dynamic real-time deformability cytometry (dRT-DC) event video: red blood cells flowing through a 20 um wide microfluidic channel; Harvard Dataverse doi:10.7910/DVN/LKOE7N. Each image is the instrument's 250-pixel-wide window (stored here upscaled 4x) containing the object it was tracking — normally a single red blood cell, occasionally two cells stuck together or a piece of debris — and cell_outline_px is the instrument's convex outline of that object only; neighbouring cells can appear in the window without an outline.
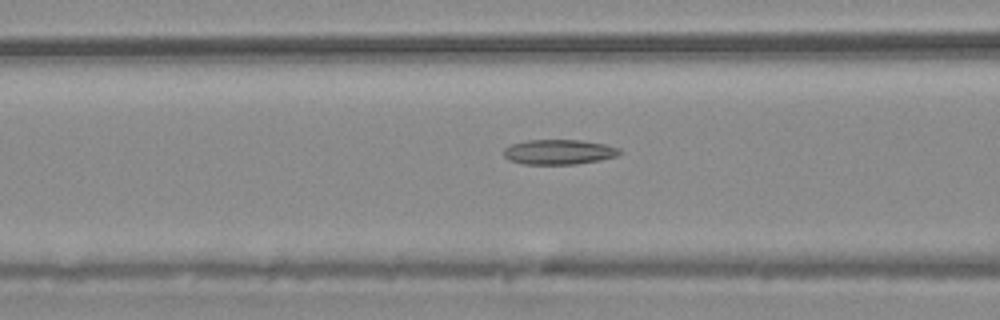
{"species": "common noctule bat (a hibernating species)", "species_latin": "Nyctalus noctula", "temperature_condition": "warm", "stored_images_in_passage": 40, "camera_frame_rate_fps": 3000, "um_per_image_px": 0.085, "animal": {"sex": "male", "body_mass_g": 20.4}, "frame": {"image": 1, "passage_image": 7, "time_ms": 2.0, "image_size_px": [1000, 320], "cell_outline_px": [[624, 152], [616, 156], [600, 160], [576, 164], [524, 164], [508, 160], [504, 156], [504, 148], [512, 144], [528, 140], [580, 140], [604, 144], [620, 148]], "centroid_in_image_um": [47.52, 12.92], "position_along_channel_um": 119.1, "area_um2": 16.88}}
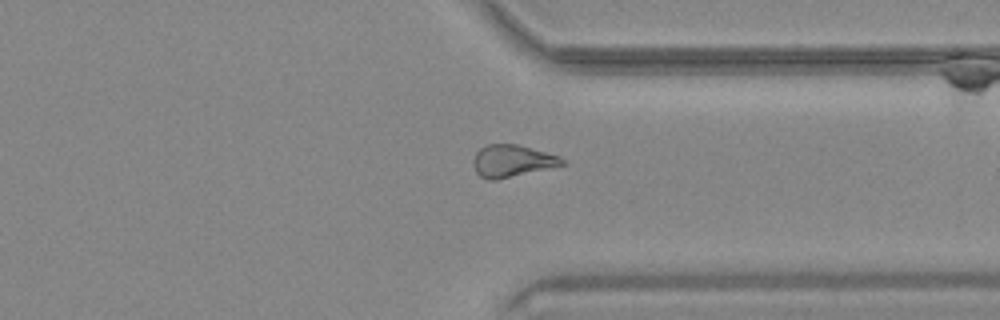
{"frame": {"image": 2, "passage_image": 27, "time_ms": 8.667, "image_size_px": [1000, 320], "cell_outline_px": [[568, 164], [496, 180], [488, 180], [480, 176], [476, 172], [472, 164], [472, 160], [476, 152], [480, 148], [488, 144], [516, 144], [560, 156], [568, 160]], "centroid_in_image_um": [43.55, 13.68], "position_along_channel_um": 367.9, "area_um2": 16.82}}
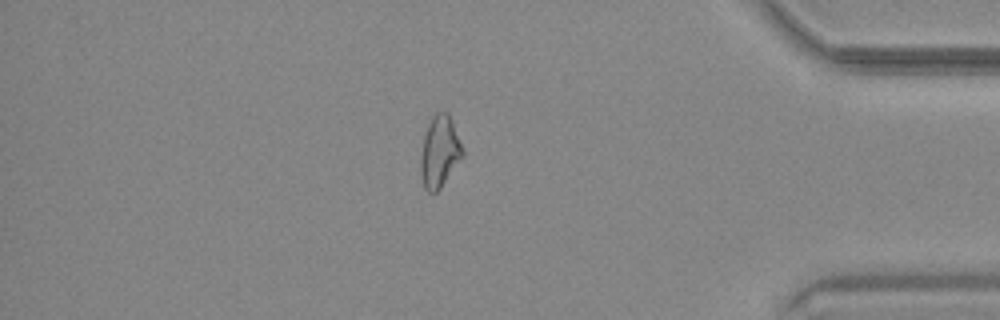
{"frame": {"image": 3, "passage_image": 32, "time_ms": 10.333, "image_size_px": [1000, 320], "cell_outline_px": [[464, 156], [440, 188], [436, 192], [428, 192], [424, 188], [420, 176], [420, 156], [424, 136], [428, 124], [432, 116], [436, 112], [448, 112], [464, 152]], "centroid_in_image_um": [37.35, 12.92], "position_along_channel_um": 397.9, "area_um2": 17.46}, "authors_computed_cell_mechanics": {"area_um2": 16.8776, "velocity_mm_per_s": 3.745, "shape_relaxation_time_tau1_ms": null, "shape_relaxation_time_tau2_ms": 7.8996, "deformation_change_tau1": null, "deformation_change_tau2": 0.1886}}